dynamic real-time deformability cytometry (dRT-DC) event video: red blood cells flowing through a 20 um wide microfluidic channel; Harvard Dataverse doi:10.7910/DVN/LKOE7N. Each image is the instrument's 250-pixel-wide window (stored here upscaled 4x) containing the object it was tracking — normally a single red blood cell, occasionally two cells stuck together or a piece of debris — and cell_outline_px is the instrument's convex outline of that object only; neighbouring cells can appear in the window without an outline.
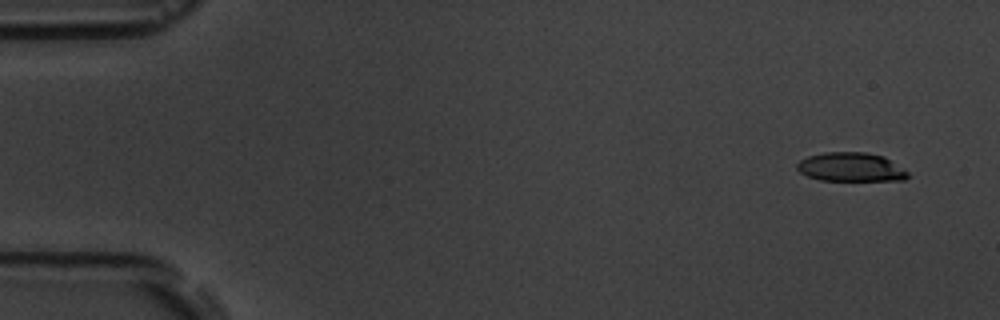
{"species": "common noctule bat (a hibernating species)", "species_latin": "Nyctalus noctula", "temperature_condition": "room temperature", "stored_images_in_passage": 5, "segment_of_instrument_passage": [1, 2], "camera_frame_rate_fps": 3000, "um_per_image_px": 0.085, "animal": {"sex": "male", "body_mass_g": 19.5, "forearm_length_mm": 54.6}, "frame": {"image": 1, "passage_image": 1, "time_ms": 0.0, "image_size_px": [1000, 320], "cell_outline_px": [[908, 176], [904, 180], [820, 180], [808, 176], [800, 172], [796, 168], [796, 164], [800, 160], [808, 156], [824, 152], [864, 152], [884, 156], [908, 172]], "centroid_in_image_um": [72.3, 14.19], "position_along_channel_um": 12.7, "area_um2": 18.55}}
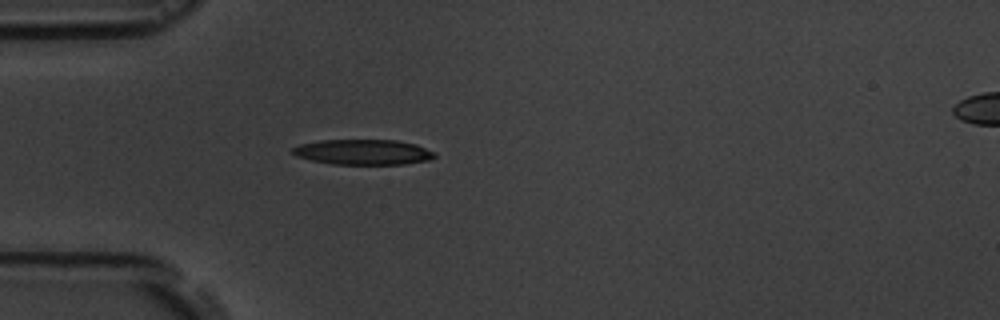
{"frame": {"image": 2, "passage_image": 4, "time_ms": 4.333, "image_size_px": [1000, 320], "cell_outline_px": [[436, 156], [428, 160], [404, 164], [332, 164], [312, 160], [296, 156], [292, 152], [292, 148], [300, 144], [320, 140], [396, 140], [416, 144], [436, 152]], "centroid_in_image_um": [30.88, 12.92], "position_along_channel_um": 54.1, "area_um2": 20.92}}